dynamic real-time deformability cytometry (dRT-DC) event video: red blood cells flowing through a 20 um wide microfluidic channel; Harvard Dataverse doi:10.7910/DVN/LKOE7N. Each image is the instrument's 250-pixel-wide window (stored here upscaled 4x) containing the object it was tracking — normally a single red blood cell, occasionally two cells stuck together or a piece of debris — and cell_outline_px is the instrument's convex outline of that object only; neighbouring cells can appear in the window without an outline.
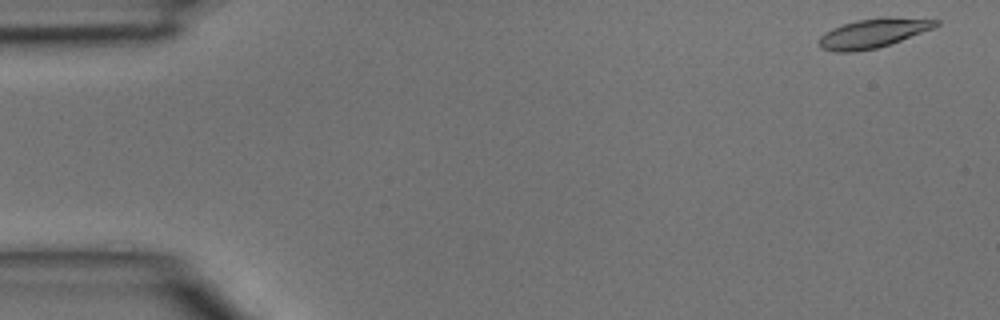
{"species": "common noctule bat (a hibernating species)", "species_latin": "Nyctalus noctula", "temperature_condition": "room temperature", "stored_images_in_passage": 5, "camera_frame_rate_fps": 3000, "um_per_image_px": 0.085, "animal": {"sex": "male", "body_mass_g": 15.6}, "frame": {"image": 1, "passage_image": 1, "time_ms": 0.0, "image_size_px": [1000, 320], "cell_outline_px": [[940, 24], [932, 28], [900, 40], [876, 48], [856, 52], [836, 52], [820, 48], [816, 44], [816, 40], [824, 32], [832, 28], [856, 20], [888, 16], [940, 20]], "centroid_in_image_um": [74.14, 2.82], "position_along_channel_um": 10.9, "area_um2": 19.94}}
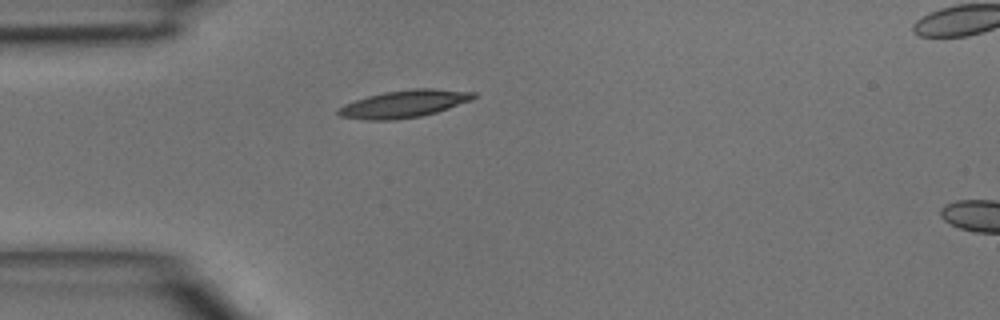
{"frame": {"image": 2, "passage_image": 4, "time_ms": 1.0, "image_size_px": [1000, 320], "cell_outline_px": [[476, 96], [472, 100], [436, 112], [420, 116], [396, 120], [368, 120], [340, 116], [336, 112], [336, 108], [344, 104], [368, 96], [384, 92], [412, 88], [432, 88], [476, 92]], "centroid_in_image_um": [34.34, 8.82], "position_along_channel_um": 50.7, "area_um2": 21.62}}